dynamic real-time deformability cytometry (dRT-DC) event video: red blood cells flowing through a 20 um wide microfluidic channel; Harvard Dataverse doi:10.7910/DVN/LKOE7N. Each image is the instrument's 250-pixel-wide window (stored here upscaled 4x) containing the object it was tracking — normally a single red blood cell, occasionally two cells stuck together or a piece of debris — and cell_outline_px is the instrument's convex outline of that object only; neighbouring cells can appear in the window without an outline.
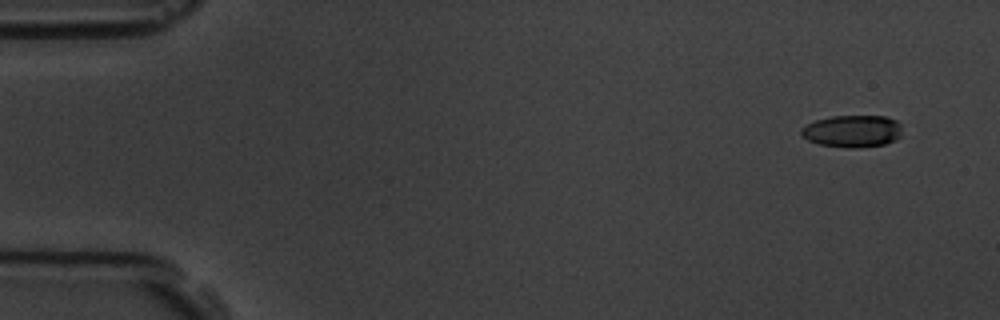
{"species": "common noctule bat (a hibernating species)", "species_latin": "Nyctalus noctula", "temperature_condition": "room temperature", "stored_images_in_passage": 4, "camera_frame_rate_fps": 3000, "um_per_image_px": 0.085, "animal": {"sex": "male", "body_mass_g": 19.5, "forearm_length_mm": 54.6}, "frame": {"image": 1, "passage_image": 1, "time_ms": 0.0, "image_size_px": [1000, 320], "cell_outline_px": [[900, 136], [896, 140], [884, 144], [860, 148], [852, 148], [820, 144], [808, 140], [800, 132], [800, 128], [816, 120], [832, 116], [884, 116], [896, 120], [900, 124]], "centroid_in_image_um": [72.46, 11.15], "position_along_channel_um": 12.5, "area_um2": 18.79}}